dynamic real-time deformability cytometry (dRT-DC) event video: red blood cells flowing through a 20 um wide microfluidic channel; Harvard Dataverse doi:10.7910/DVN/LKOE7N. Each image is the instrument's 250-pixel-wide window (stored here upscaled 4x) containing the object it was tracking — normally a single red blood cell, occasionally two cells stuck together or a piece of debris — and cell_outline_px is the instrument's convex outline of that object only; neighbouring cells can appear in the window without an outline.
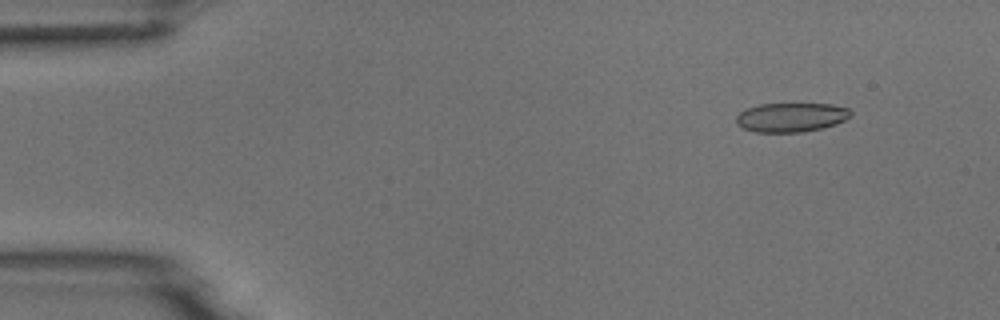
{"species": "common noctule bat (a hibernating species)", "species_latin": "Nyctalus noctula", "temperature_condition": "room temperature", "stored_images_in_passage": 3, "camera_frame_rate_fps": 3000, "um_per_image_px": 0.085, "animal": {"sex": "male", "body_mass_g": 18.8}, "frame": {"image": 1, "passage_image": 1, "time_ms": 0.0, "image_size_px": [1000, 320], "cell_outline_px": [[852, 116], [836, 124], [820, 128], [800, 132], [756, 132], [744, 128], [736, 124], [736, 116], [740, 112], [748, 108], [760, 104], [832, 104], [848, 108], [852, 112]], "centroid_in_image_um": [67.26, 9.97], "position_along_channel_um": 17.7, "area_um2": 19.36}}